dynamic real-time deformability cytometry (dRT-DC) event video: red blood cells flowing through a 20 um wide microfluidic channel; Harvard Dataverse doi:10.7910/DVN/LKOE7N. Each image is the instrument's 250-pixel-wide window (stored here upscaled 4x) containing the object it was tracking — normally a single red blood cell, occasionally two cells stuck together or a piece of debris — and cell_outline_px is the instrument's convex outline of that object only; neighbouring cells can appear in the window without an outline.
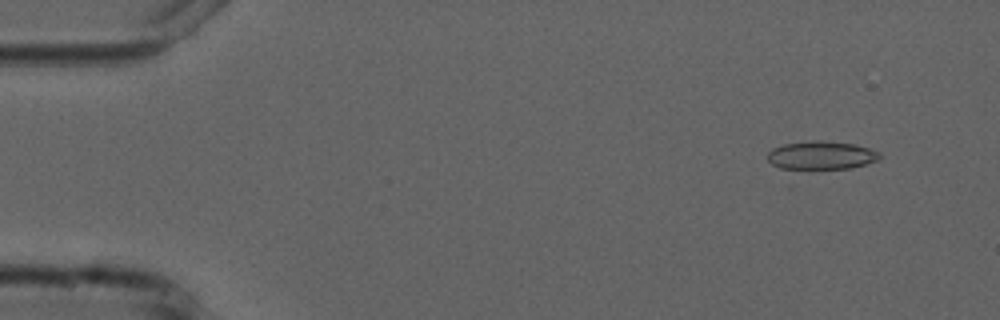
{"species": "common noctule bat (a hibernating species)", "species_latin": "Nyctalus noctula", "temperature_condition": "cold", "stored_images_in_passage": 5, "camera_frame_rate_fps": 3000, "um_per_image_px": 0.085, "animal": {"sex": "male", "forearm_length_mm": 52.5}, "frame": {"image": 1, "passage_image": 1, "time_ms": 0.0, "image_size_px": [1000, 320], "cell_outline_px": [[880, 160], [788, 188], [768, 160], [768, 152], [772, 148], [784, 144], [816, 140], [856, 144], [880, 152]], "centroid_in_image_um": [69.49, 13.59], "position_along_channel_um": 15.5, "area_um2": 24.28}}
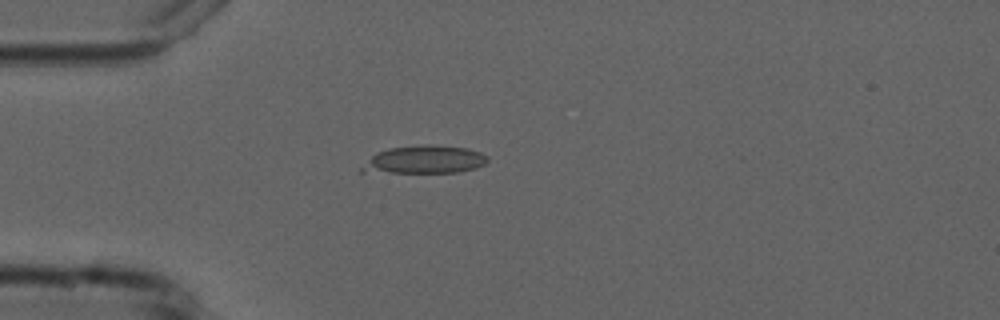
{"frame": {"image": 2, "passage_image": 4, "time_ms": 3.333, "image_size_px": [1000, 320], "cell_outline_px": [[488, 160], [484, 164], [476, 168], [460, 172], [360, 172], [360, 168], [376, 152], [392, 148], [424, 144], [428, 144], [468, 148], [480, 152], [488, 156]], "centroid_in_image_um": [36.11, 13.56], "position_along_channel_um": 48.9, "area_um2": 20.35}}